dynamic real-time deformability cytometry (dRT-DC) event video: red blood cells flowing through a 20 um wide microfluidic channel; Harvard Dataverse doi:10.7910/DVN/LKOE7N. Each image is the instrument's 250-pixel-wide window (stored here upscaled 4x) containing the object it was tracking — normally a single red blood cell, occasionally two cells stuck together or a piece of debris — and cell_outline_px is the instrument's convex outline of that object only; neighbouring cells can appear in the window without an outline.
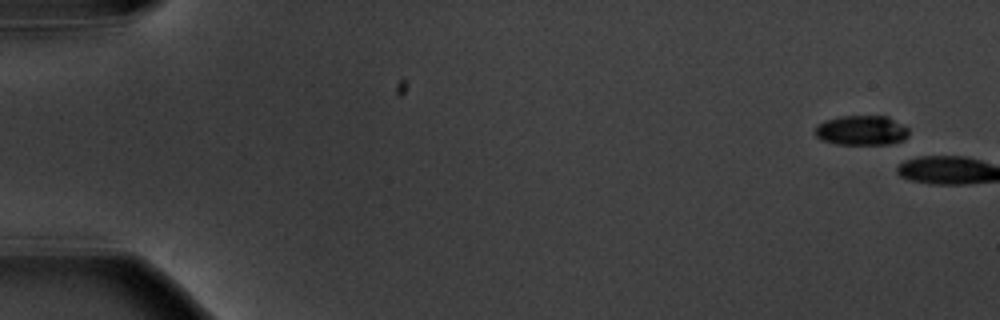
{"species": "common noctule bat (a hibernating species)", "species_latin": "Nyctalus noctula", "temperature_condition": "warm", "stored_images_in_passage": 2, "camera_frame_rate_fps": 3000, "um_per_image_px": 0.085, "animal": {"sex": "male", "body_mass_g": 20.1, "forearm_length_mm": 53.5}, "frame": {"image": 1, "passage_image": 1, "time_ms": 0.0, "image_size_px": [1000, 320], "cell_outline_px": [[908, 136], [904, 140], [888, 144], [836, 144], [820, 140], [816, 136], [816, 124], [824, 120], [840, 116], [888, 116], [908, 128]], "centroid_in_image_um": [73.21, 11.08], "position_along_channel_um": 11.8, "area_um2": 16.36}}